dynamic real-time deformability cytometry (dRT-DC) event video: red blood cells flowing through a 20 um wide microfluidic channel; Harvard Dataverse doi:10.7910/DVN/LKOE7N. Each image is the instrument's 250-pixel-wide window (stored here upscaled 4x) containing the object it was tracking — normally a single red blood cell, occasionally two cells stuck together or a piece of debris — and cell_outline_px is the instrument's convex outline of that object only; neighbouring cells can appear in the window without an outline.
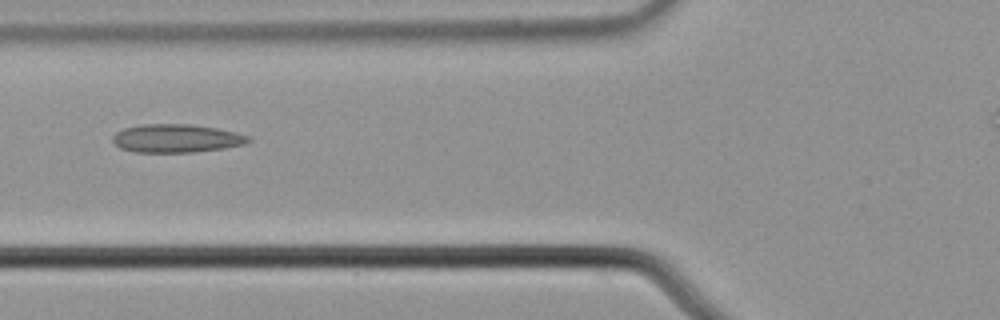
{"species": "common noctule bat (a hibernating species)", "species_latin": "Nyctalus noctula", "temperature_condition": "cold", "stored_images_in_passage": 7, "camera_frame_rate_fps": 3000, "um_per_image_px": 0.085, "animal": {"sex": "male", "body_mass_g": 21.5, "forearm_length_mm": 52.0}, "frame": {"image": 1, "passage_image": 5, "time_ms": 1.333, "image_size_px": [1000, 320], "cell_outline_px": [[252, 140], [244, 144], [224, 148], [192, 152], [136, 152], [120, 148], [112, 140], [112, 136], [116, 132], [124, 128], [140, 124], [192, 124], [216, 128], [236, 132], [252, 136]], "centroid_in_image_um": [15.01, 11.75], "position_along_channel_um": 110.8, "area_um2": 22.48}}
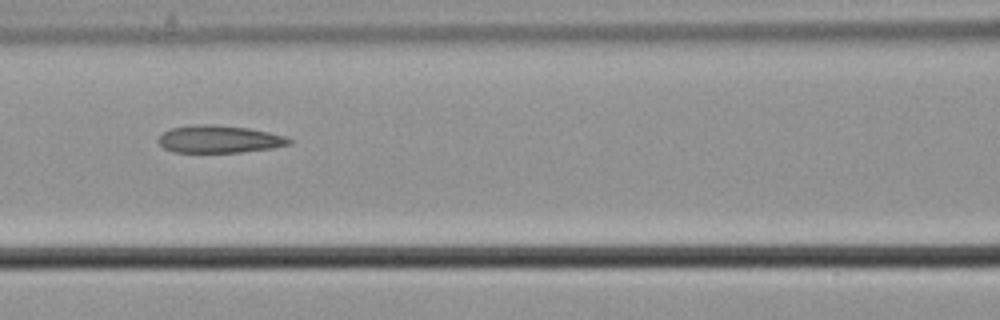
{"frame": {"image": 2, "passage_image": 6, "time_ms": 1.667, "image_size_px": [1000, 320], "cell_outline_px": [[292, 144], [272, 148], [240, 152], [172, 152], [164, 148], [156, 140], [164, 132], [172, 128], [192, 124], [212, 124], [248, 128], [268, 132], [284, 136], [292, 140]], "centroid_in_image_um": [18.62, 11.83], "position_along_channel_um": 148.0, "area_um2": 20.92}}
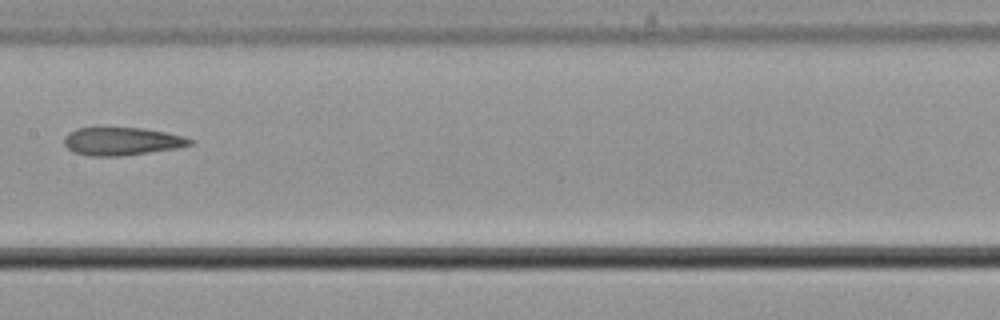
{"frame": {"image": 3, "passage_image": 7, "time_ms": 2.0, "image_size_px": [1000, 320], "cell_outline_px": [[196, 140], [192, 144], [176, 148], [120, 156], [88, 156], [72, 152], [64, 144], [64, 136], [68, 132], [76, 128], [144, 128], [184, 136]], "centroid_in_image_um": [10.33, 12.01], "position_along_channel_um": 197.1, "area_um2": 20.52}}